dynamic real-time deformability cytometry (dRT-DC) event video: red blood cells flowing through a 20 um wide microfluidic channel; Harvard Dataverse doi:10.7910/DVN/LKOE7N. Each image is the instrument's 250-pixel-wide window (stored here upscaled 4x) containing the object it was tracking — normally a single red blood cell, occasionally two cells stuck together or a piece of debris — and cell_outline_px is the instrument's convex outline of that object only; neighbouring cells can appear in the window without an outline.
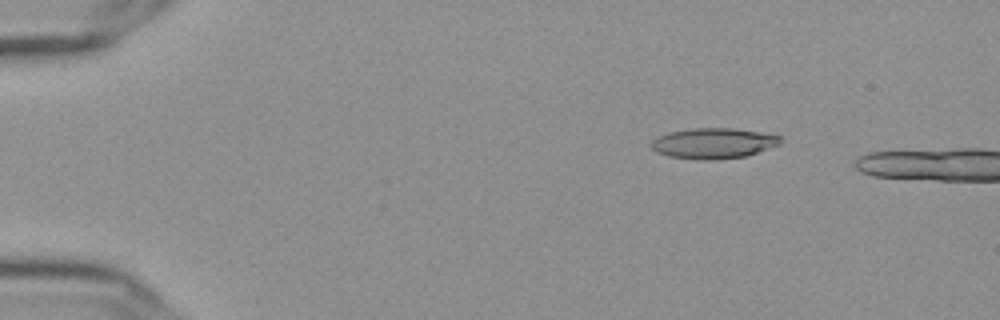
{"species": "Egyptian fruit bat (a non-hibernating species)", "species_latin": "Rousettus aegyptiacus", "temperature_condition": "cold", "stored_images_in_passage": 12, "camera_frame_rate_fps": 3000, "um_per_image_px": 0.085, "frame": {"image": 1, "passage_image": 9, "time_ms": 2.667, "image_size_px": [1000, 320], "cell_outline_px": [[784, 140], [780, 144], [744, 156], [716, 160], [696, 160], [668, 156], [656, 152], [652, 148], [652, 140], [668, 132], [692, 128], [732, 128], [760, 132], [780, 136]], "centroid_in_image_um": [60.63, 12.18], "position_along_channel_um": 24.4, "area_um2": 22.95}}